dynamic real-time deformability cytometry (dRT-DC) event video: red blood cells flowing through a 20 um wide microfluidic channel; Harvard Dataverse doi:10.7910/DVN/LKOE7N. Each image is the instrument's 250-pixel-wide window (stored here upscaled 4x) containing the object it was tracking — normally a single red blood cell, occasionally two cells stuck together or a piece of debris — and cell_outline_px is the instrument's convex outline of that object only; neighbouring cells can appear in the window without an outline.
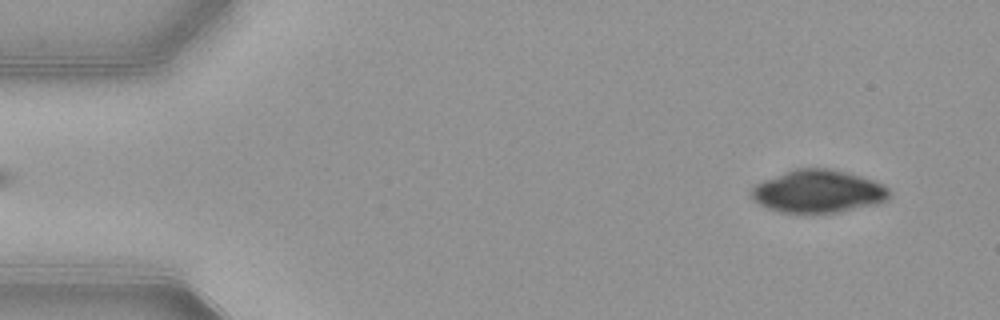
{"species": "common noctule bat (a hibernating species)", "species_latin": "Nyctalus noctula", "temperature_condition": "warm", "stored_images_in_passage": 51, "camera_frame_rate_fps": 3000, "um_per_image_px": 0.085, "animal": {"sex": "female", "body_mass_g": 21.9}, "frame": {"image": 1, "passage_image": 3, "time_ms": 0.667, "image_size_px": [1000, 320], "cell_outline_px": [[888, 200], [876, 204], [840, 212], [780, 212], [768, 208], [752, 200], [748, 196], [752, 188], [756, 184], [764, 180], [784, 172], [796, 168], [828, 168], [860, 176], [884, 184], [888, 188]], "centroid_in_image_um": [69.51, 16.27], "position_along_channel_um": 15.5, "area_um2": 34.22}}